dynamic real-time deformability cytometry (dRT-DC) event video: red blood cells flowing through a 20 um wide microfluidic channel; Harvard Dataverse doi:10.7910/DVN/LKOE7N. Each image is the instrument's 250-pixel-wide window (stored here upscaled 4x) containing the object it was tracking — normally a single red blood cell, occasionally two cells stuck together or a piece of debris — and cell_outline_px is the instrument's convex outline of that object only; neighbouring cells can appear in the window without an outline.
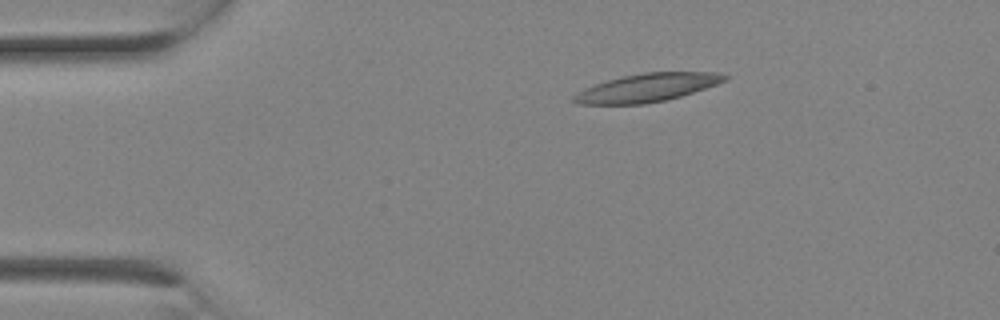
{"species": "Egyptian fruit bat (a non-hibernating species)", "species_latin": "Rousettus aegyptiacus", "temperature_condition": "room temperature", "stored_images_in_passage": 2, "camera_frame_rate_fps": 3000, "um_per_image_px": 0.085, "animal": {"sex": "female"}, "frame": {"image": 1, "passage_image": 2, "time_ms": 0.333, "image_size_px": [1000, 320], "cell_outline_px": [[728, 80], [680, 96], [664, 100], [644, 104], [576, 104], [572, 100], [572, 96], [584, 88], [620, 76], [644, 72], [716, 72], [728, 76]], "centroid_in_image_um": [54.97, 7.45], "position_along_channel_um": 30.0, "area_um2": 24.62}}